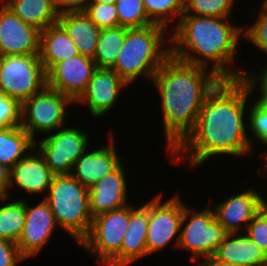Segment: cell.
Segmentation results:
<instances>
[{"label":"cell","mask_w":267,"mask_h":266,"mask_svg":"<svg viewBox=\"0 0 267 266\" xmlns=\"http://www.w3.org/2000/svg\"><path fill=\"white\" fill-rule=\"evenodd\" d=\"M251 95L242 79L221 80L205 97L194 129L169 157L177 164L184 159L182 163L192 171L212 157L252 156L255 144L245 123Z\"/></svg>","instance_id":"1"},{"label":"cell","mask_w":267,"mask_h":266,"mask_svg":"<svg viewBox=\"0 0 267 266\" xmlns=\"http://www.w3.org/2000/svg\"><path fill=\"white\" fill-rule=\"evenodd\" d=\"M212 70L171 54L152 79L159 94L166 152L169 154L194 129L205 97L221 81Z\"/></svg>","instance_id":"2"},{"label":"cell","mask_w":267,"mask_h":266,"mask_svg":"<svg viewBox=\"0 0 267 266\" xmlns=\"http://www.w3.org/2000/svg\"><path fill=\"white\" fill-rule=\"evenodd\" d=\"M229 20L184 13L179 22L171 26L170 54L184 62L206 67L222 80L242 79L245 69H237L235 54L239 51L243 26L231 24Z\"/></svg>","instance_id":"3"},{"label":"cell","mask_w":267,"mask_h":266,"mask_svg":"<svg viewBox=\"0 0 267 266\" xmlns=\"http://www.w3.org/2000/svg\"><path fill=\"white\" fill-rule=\"evenodd\" d=\"M168 33L169 29L158 24L127 29L124 45L112 69L128 85L140 77L152 82L153 76L170 55Z\"/></svg>","instance_id":"4"},{"label":"cell","mask_w":267,"mask_h":266,"mask_svg":"<svg viewBox=\"0 0 267 266\" xmlns=\"http://www.w3.org/2000/svg\"><path fill=\"white\" fill-rule=\"evenodd\" d=\"M43 199L51 208L58 227L79 245L88 235L93 219L88 188L70 174L54 175Z\"/></svg>","instance_id":"5"},{"label":"cell","mask_w":267,"mask_h":266,"mask_svg":"<svg viewBox=\"0 0 267 266\" xmlns=\"http://www.w3.org/2000/svg\"><path fill=\"white\" fill-rule=\"evenodd\" d=\"M71 104L68 96L46 85L21 103V127L36 141V134L44 136L66 125Z\"/></svg>","instance_id":"6"},{"label":"cell","mask_w":267,"mask_h":266,"mask_svg":"<svg viewBox=\"0 0 267 266\" xmlns=\"http://www.w3.org/2000/svg\"><path fill=\"white\" fill-rule=\"evenodd\" d=\"M203 210H192L183 202L179 249L190 253V261L196 262L201 257L214 255L226 236L223 226L214 218L211 207Z\"/></svg>","instance_id":"7"},{"label":"cell","mask_w":267,"mask_h":266,"mask_svg":"<svg viewBox=\"0 0 267 266\" xmlns=\"http://www.w3.org/2000/svg\"><path fill=\"white\" fill-rule=\"evenodd\" d=\"M46 85L47 75L40 55L0 57V94L22 103Z\"/></svg>","instance_id":"8"},{"label":"cell","mask_w":267,"mask_h":266,"mask_svg":"<svg viewBox=\"0 0 267 266\" xmlns=\"http://www.w3.org/2000/svg\"><path fill=\"white\" fill-rule=\"evenodd\" d=\"M128 223L129 205L100 214L79 246L106 266L120 252Z\"/></svg>","instance_id":"9"},{"label":"cell","mask_w":267,"mask_h":266,"mask_svg":"<svg viewBox=\"0 0 267 266\" xmlns=\"http://www.w3.org/2000/svg\"><path fill=\"white\" fill-rule=\"evenodd\" d=\"M88 133L80 127L64 126L47 134L42 141H35V148L54 175H68L90 145Z\"/></svg>","instance_id":"10"},{"label":"cell","mask_w":267,"mask_h":266,"mask_svg":"<svg viewBox=\"0 0 267 266\" xmlns=\"http://www.w3.org/2000/svg\"><path fill=\"white\" fill-rule=\"evenodd\" d=\"M159 193L149 200V222L147 228V255L161 252L171 241L179 247L181 222L183 217V200L175 194L166 201Z\"/></svg>","instance_id":"11"},{"label":"cell","mask_w":267,"mask_h":266,"mask_svg":"<svg viewBox=\"0 0 267 266\" xmlns=\"http://www.w3.org/2000/svg\"><path fill=\"white\" fill-rule=\"evenodd\" d=\"M128 86L113 69L97 68L74 105L77 103L87 106L90 116L100 119L111 111L121 92Z\"/></svg>","instance_id":"12"},{"label":"cell","mask_w":267,"mask_h":266,"mask_svg":"<svg viewBox=\"0 0 267 266\" xmlns=\"http://www.w3.org/2000/svg\"><path fill=\"white\" fill-rule=\"evenodd\" d=\"M27 199H25V224L17 246L21 254L29 259L42 251L51 240L55 229L59 227L44 199L35 206L27 202Z\"/></svg>","instance_id":"13"},{"label":"cell","mask_w":267,"mask_h":266,"mask_svg":"<svg viewBox=\"0 0 267 266\" xmlns=\"http://www.w3.org/2000/svg\"><path fill=\"white\" fill-rule=\"evenodd\" d=\"M41 31L24 23L6 5H0V57L40 55Z\"/></svg>","instance_id":"14"},{"label":"cell","mask_w":267,"mask_h":266,"mask_svg":"<svg viewBox=\"0 0 267 266\" xmlns=\"http://www.w3.org/2000/svg\"><path fill=\"white\" fill-rule=\"evenodd\" d=\"M97 68L92 58L77 54L55 63L46 72L47 86L68 96L75 102L85 91Z\"/></svg>","instance_id":"15"},{"label":"cell","mask_w":267,"mask_h":266,"mask_svg":"<svg viewBox=\"0 0 267 266\" xmlns=\"http://www.w3.org/2000/svg\"><path fill=\"white\" fill-rule=\"evenodd\" d=\"M264 199L265 197L252 187L239 191L212 206L214 218L226 233H244L254 215L264 205Z\"/></svg>","instance_id":"16"},{"label":"cell","mask_w":267,"mask_h":266,"mask_svg":"<svg viewBox=\"0 0 267 266\" xmlns=\"http://www.w3.org/2000/svg\"><path fill=\"white\" fill-rule=\"evenodd\" d=\"M106 145L99 149H87L75 162L71 171V176L86 188H90L100 179L115 171L122 163L123 159L117 151L114 141V133L108 134ZM89 150V151H88Z\"/></svg>","instance_id":"17"},{"label":"cell","mask_w":267,"mask_h":266,"mask_svg":"<svg viewBox=\"0 0 267 266\" xmlns=\"http://www.w3.org/2000/svg\"><path fill=\"white\" fill-rule=\"evenodd\" d=\"M34 152V153H33ZM54 174L44 157L34 147L24 158L16 162L10 171V190L15 186L27 195L47 194ZM14 187V188H13Z\"/></svg>","instance_id":"18"},{"label":"cell","mask_w":267,"mask_h":266,"mask_svg":"<svg viewBox=\"0 0 267 266\" xmlns=\"http://www.w3.org/2000/svg\"><path fill=\"white\" fill-rule=\"evenodd\" d=\"M149 201L142 206L129 204V223L120 252L106 266H129L147 256Z\"/></svg>","instance_id":"19"},{"label":"cell","mask_w":267,"mask_h":266,"mask_svg":"<svg viewBox=\"0 0 267 266\" xmlns=\"http://www.w3.org/2000/svg\"><path fill=\"white\" fill-rule=\"evenodd\" d=\"M124 163L88 189L92 218L130 204L127 201L128 170Z\"/></svg>","instance_id":"20"},{"label":"cell","mask_w":267,"mask_h":266,"mask_svg":"<svg viewBox=\"0 0 267 266\" xmlns=\"http://www.w3.org/2000/svg\"><path fill=\"white\" fill-rule=\"evenodd\" d=\"M219 261L241 266H266L267 254L248 235L227 233L213 255Z\"/></svg>","instance_id":"21"},{"label":"cell","mask_w":267,"mask_h":266,"mask_svg":"<svg viewBox=\"0 0 267 266\" xmlns=\"http://www.w3.org/2000/svg\"><path fill=\"white\" fill-rule=\"evenodd\" d=\"M57 23L73 41L79 54L94 58L101 28L83 11L61 13Z\"/></svg>","instance_id":"22"},{"label":"cell","mask_w":267,"mask_h":266,"mask_svg":"<svg viewBox=\"0 0 267 266\" xmlns=\"http://www.w3.org/2000/svg\"><path fill=\"white\" fill-rule=\"evenodd\" d=\"M79 54L77 47L58 24L41 31L40 60L46 72L55 64Z\"/></svg>","instance_id":"23"},{"label":"cell","mask_w":267,"mask_h":266,"mask_svg":"<svg viewBox=\"0 0 267 266\" xmlns=\"http://www.w3.org/2000/svg\"><path fill=\"white\" fill-rule=\"evenodd\" d=\"M24 23L40 31L57 23L59 12L54 0H1Z\"/></svg>","instance_id":"24"},{"label":"cell","mask_w":267,"mask_h":266,"mask_svg":"<svg viewBox=\"0 0 267 266\" xmlns=\"http://www.w3.org/2000/svg\"><path fill=\"white\" fill-rule=\"evenodd\" d=\"M35 147V141L21 127L0 129V164L10 170Z\"/></svg>","instance_id":"25"},{"label":"cell","mask_w":267,"mask_h":266,"mask_svg":"<svg viewBox=\"0 0 267 266\" xmlns=\"http://www.w3.org/2000/svg\"><path fill=\"white\" fill-rule=\"evenodd\" d=\"M9 197L0 198V239L17 244L25 224V198Z\"/></svg>","instance_id":"26"},{"label":"cell","mask_w":267,"mask_h":266,"mask_svg":"<svg viewBox=\"0 0 267 266\" xmlns=\"http://www.w3.org/2000/svg\"><path fill=\"white\" fill-rule=\"evenodd\" d=\"M127 29L121 26L101 29L93 58L98 68L114 67L119 51L124 45Z\"/></svg>","instance_id":"27"},{"label":"cell","mask_w":267,"mask_h":266,"mask_svg":"<svg viewBox=\"0 0 267 266\" xmlns=\"http://www.w3.org/2000/svg\"><path fill=\"white\" fill-rule=\"evenodd\" d=\"M148 18L154 23L164 26L166 29L169 23L173 26L174 21L180 20L184 14V0H142Z\"/></svg>","instance_id":"28"},{"label":"cell","mask_w":267,"mask_h":266,"mask_svg":"<svg viewBox=\"0 0 267 266\" xmlns=\"http://www.w3.org/2000/svg\"><path fill=\"white\" fill-rule=\"evenodd\" d=\"M119 26L142 28L154 24L147 16L142 0H116Z\"/></svg>","instance_id":"29"},{"label":"cell","mask_w":267,"mask_h":266,"mask_svg":"<svg viewBox=\"0 0 267 266\" xmlns=\"http://www.w3.org/2000/svg\"><path fill=\"white\" fill-rule=\"evenodd\" d=\"M236 0H189L184 13L195 16L230 18ZM235 4V5H234Z\"/></svg>","instance_id":"30"},{"label":"cell","mask_w":267,"mask_h":266,"mask_svg":"<svg viewBox=\"0 0 267 266\" xmlns=\"http://www.w3.org/2000/svg\"><path fill=\"white\" fill-rule=\"evenodd\" d=\"M253 103V104H252ZM247 115V129L253 138H257V142L263 144L261 147L267 145V101L255 99L250 103Z\"/></svg>","instance_id":"31"},{"label":"cell","mask_w":267,"mask_h":266,"mask_svg":"<svg viewBox=\"0 0 267 266\" xmlns=\"http://www.w3.org/2000/svg\"><path fill=\"white\" fill-rule=\"evenodd\" d=\"M256 20L250 26L243 25V38L252 43L255 48L267 54V8L260 7Z\"/></svg>","instance_id":"32"},{"label":"cell","mask_w":267,"mask_h":266,"mask_svg":"<svg viewBox=\"0 0 267 266\" xmlns=\"http://www.w3.org/2000/svg\"><path fill=\"white\" fill-rule=\"evenodd\" d=\"M83 12L101 29L119 26L115 3L89 2Z\"/></svg>","instance_id":"33"},{"label":"cell","mask_w":267,"mask_h":266,"mask_svg":"<svg viewBox=\"0 0 267 266\" xmlns=\"http://www.w3.org/2000/svg\"><path fill=\"white\" fill-rule=\"evenodd\" d=\"M21 126V103L0 94V129Z\"/></svg>","instance_id":"34"},{"label":"cell","mask_w":267,"mask_h":266,"mask_svg":"<svg viewBox=\"0 0 267 266\" xmlns=\"http://www.w3.org/2000/svg\"><path fill=\"white\" fill-rule=\"evenodd\" d=\"M245 233L267 254V207L265 205L254 215Z\"/></svg>","instance_id":"35"},{"label":"cell","mask_w":267,"mask_h":266,"mask_svg":"<svg viewBox=\"0 0 267 266\" xmlns=\"http://www.w3.org/2000/svg\"><path fill=\"white\" fill-rule=\"evenodd\" d=\"M257 73L258 74H256V72L252 73L251 70H246L242 80L248 85L252 93L256 91L255 88L260 90V92H258L260 95L256 99L267 101V63L264 68H262L260 72L257 71Z\"/></svg>","instance_id":"36"},{"label":"cell","mask_w":267,"mask_h":266,"mask_svg":"<svg viewBox=\"0 0 267 266\" xmlns=\"http://www.w3.org/2000/svg\"><path fill=\"white\" fill-rule=\"evenodd\" d=\"M24 260L16 243L0 239V266H18Z\"/></svg>","instance_id":"37"},{"label":"cell","mask_w":267,"mask_h":266,"mask_svg":"<svg viewBox=\"0 0 267 266\" xmlns=\"http://www.w3.org/2000/svg\"><path fill=\"white\" fill-rule=\"evenodd\" d=\"M90 0H54L59 14L84 11Z\"/></svg>","instance_id":"38"},{"label":"cell","mask_w":267,"mask_h":266,"mask_svg":"<svg viewBox=\"0 0 267 266\" xmlns=\"http://www.w3.org/2000/svg\"><path fill=\"white\" fill-rule=\"evenodd\" d=\"M10 169L0 164V198L8 196L10 185Z\"/></svg>","instance_id":"39"},{"label":"cell","mask_w":267,"mask_h":266,"mask_svg":"<svg viewBox=\"0 0 267 266\" xmlns=\"http://www.w3.org/2000/svg\"><path fill=\"white\" fill-rule=\"evenodd\" d=\"M203 259H202L201 263L198 264V266H241V265H237V264H230V263H225V262L219 261L214 256L203 257Z\"/></svg>","instance_id":"40"},{"label":"cell","mask_w":267,"mask_h":266,"mask_svg":"<svg viewBox=\"0 0 267 266\" xmlns=\"http://www.w3.org/2000/svg\"><path fill=\"white\" fill-rule=\"evenodd\" d=\"M265 146L267 147V145H265ZM258 154H259L258 156H260L258 158H261L260 159V163H264V164H261L262 165V167H261L262 169L260 167L258 168V172L260 174H262L264 172L263 173V174H265L264 176H267V150H264V151H262V152H260ZM261 161H263V162H261Z\"/></svg>","instance_id":"41"},{"label":"cell","mask_w":267,"mask_h":266,"mask_svg":"<svg viewBox=\"0 0 267 266\" xmlns=\"http://www.w3.org/2000/svg\"><path fill=\"white\" fill-rule=\"evenodd\" d=\"M90 2L113 4L116 2V0H90Z\"/></svg>","instance_id":"42"},{"label":"cell","mask_w":267,"mask_h":266,"mask_svg":"<svg viewBox=\"0 0 267 266\" xmlns=\"http://www.w3.org/2000/svg\"><path fill=\"white\" fill-rule=\"evenodd\" d=\"M260 7L266 8L267 7V0H263Z\"/></svg>","instance_id":"43"},{"label":"cell","mask_w":267,"mask_h":266,"mask_svg":"<svg viewBox=\"0 0 267 266\" xmlns=\"http://www.w3.org/2000/svg\"><path fill=\"white\" fill-rule=\"evenodd\" d=\"M264 205L267 207V201H266V199H264Z\"/></svg>","instance_id":"44"}]
</instances>
